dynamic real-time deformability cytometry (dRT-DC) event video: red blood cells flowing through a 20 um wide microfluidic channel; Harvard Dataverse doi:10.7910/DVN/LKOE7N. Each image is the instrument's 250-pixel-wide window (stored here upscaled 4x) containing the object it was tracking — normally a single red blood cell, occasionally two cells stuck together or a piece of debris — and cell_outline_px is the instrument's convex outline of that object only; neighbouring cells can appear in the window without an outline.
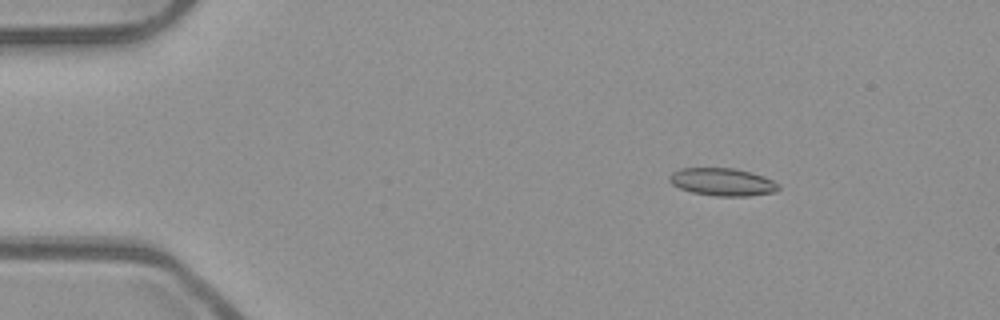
{"species": "common noctule bat (a hibernating species)", "species_latin": "Nyctalus noctula", "temperature_condition": "room temperature", "stored_images_in_passage": 53, "camera_frame_rate_fps": 3000, "um_per_image_px": 0.085, "animal": {"sex": "male", "body_mass_g": 23.1, "forearm_length_mm": 52.7}, "frame": {"image": 1, "passage_image": 8, "time_ms": 2.333, "image_size_px": [1000, 320], "cell_outline_px": [[780, 188], [776, 192], [748, 196], [716, 196], [692, 192], [680, 188], [672, 184], [668, 180], [668, 176], [672, 172], [680, 168], [732, 168], [752, 172], [764, 176], [780, 184]], "centroid_in_image_um": [61.42, 15.46], "position_along_channel_um": 23.6, "area_um2": 17.74}}
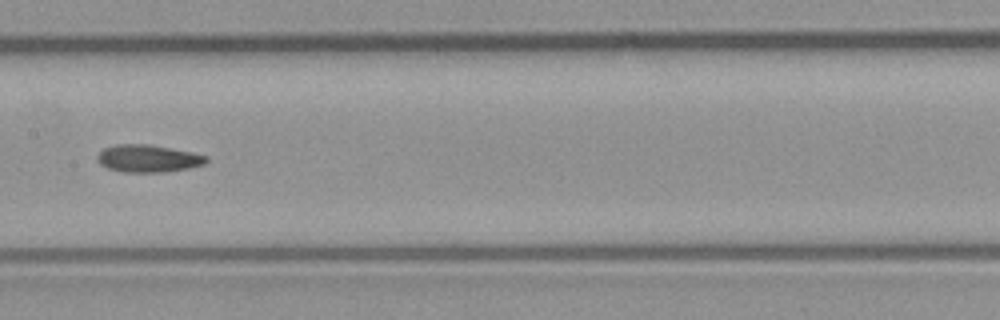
{"frame": {"image": 2, "passage_image": 27, "time_ms": 8.667, "image_size_px": [1000, 320], "cell_outline_px": [[208, 160], [204, 164], [188, 168], [164, 172], [124, 172], [108, 168], [100, 164], [96, 160], [96, 156], [104, 148], [116, 144], [148, 144], [192, 152], [208, 156]], "centroid_in_image_um": [12.57, 13.47], "position_along_channel_um": 194.8, "area_um2": 17.4}}
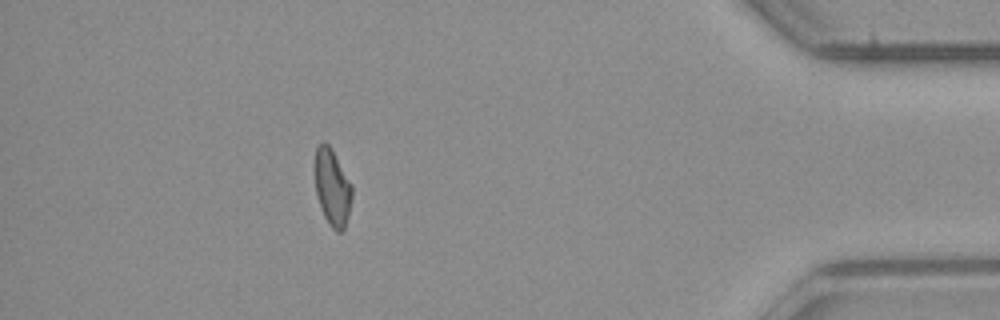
{"frame": {"image": 3, "passage_image": 47, "time_ms": 15.333, "image_size_px": [1000, 320], "cell_outline_px": [[352, 196], [348, 216], [344, 232], [336, 232], [328, 224], [324, 216], [316, 192], [316, 148], [324, 140], [332, 148], [352, 184]], "centroid_in_image_um": [28.28, 15.96], "position_along_channel_um": 406.9, "area_um2": 16.53}, "authors_computed_cell_mechanics": {"area_um2": 17.1666, "velocity_mm_per_s": 3.9707, "shape_relaxation_time_tau1_ms": null, "shape_relaxation_time_tau2_ms": 7.5803, "deformation_change_tau1": null, "deformation_change_tau2": 0.165}}